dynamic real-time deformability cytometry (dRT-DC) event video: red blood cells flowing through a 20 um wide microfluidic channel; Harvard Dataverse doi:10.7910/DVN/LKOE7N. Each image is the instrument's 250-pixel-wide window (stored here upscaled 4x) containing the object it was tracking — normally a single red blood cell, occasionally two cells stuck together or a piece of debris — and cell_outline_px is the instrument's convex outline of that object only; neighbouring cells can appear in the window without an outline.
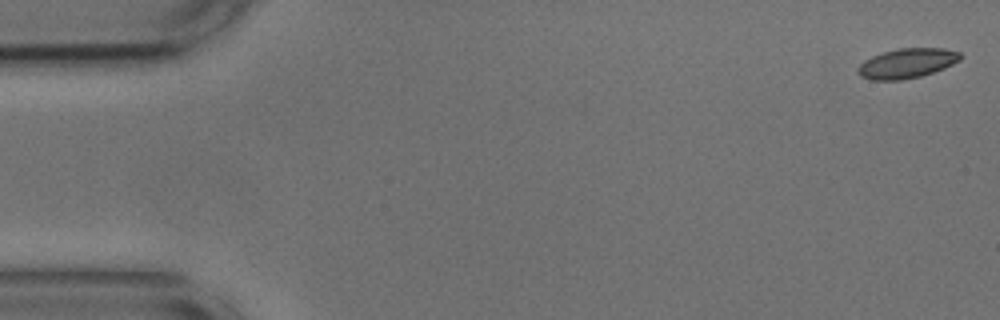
{"species": "common noctule bat (a hibernating species)", "species_latin": "Nyctalus noctula", "temperature_condition": "cold", "stored_images_in_passage": 54, "camera_frame_rate_fps": 3000, "um_per_image_px": 0.085, "animal": {"sex": "male", "body_mass_g": 17.9, "forearm_length_mm": 54.2}, "frame": {"image": 1, "passage_image": 1, "time_ms": 0.0, "image_size_px": [1000, 320], "cell_outline_px": [[964, 56], [960, 60], [944, 68], [920, 76], [900, 80], [872, 80], [860, 76], [856, 68], [864, 60], [872, 56], [884, 52], [900, 48], [944, 48], [960, 52]], "centroid_in_image_um": [77.1, 5.37], "position_along_channel_um": 7.9, "area_um2": 17.74}}
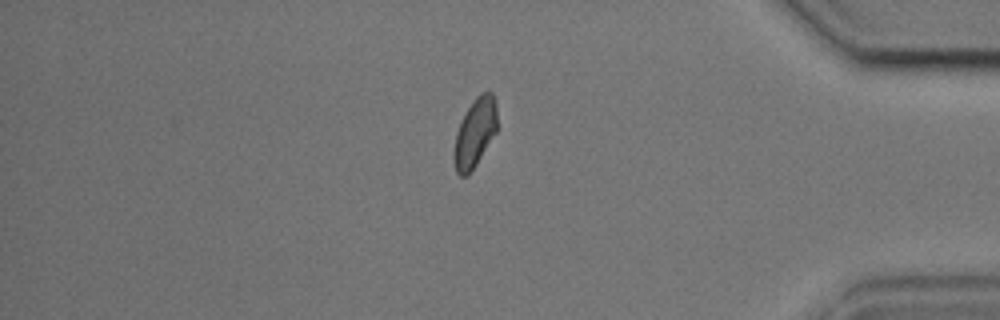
{"frame": {"image": 2, "passage_image": 46, "time_ms": 15.0, "image_size_px": [1000, 320], "cell_outline_px": [[496, 132], [476, 164], [468, 176], [460, 176], [456, 172], [452, 156], [452, 152], [456, 132], [472, 100], [480, 92], [492, 92], [496, 104]], "centroid_in_image_um": [40.34, 11.31], "position_along_channel_um": 394.9, "area_um2": 17.28}}
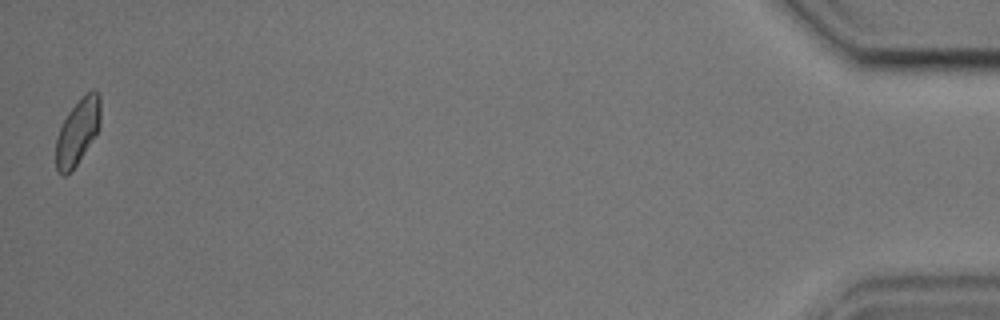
{"frame": {"image": 3, "passage_image": 54, "time_ms": 17.667, "image_size_px": [1000, 320], "cell_outline_px": [[100, 124], [96, 132], [76, 164], [64, 176], [60, 176], [56, 168], [56, 140], [60, 128], [68, 112], [92, 88], [100, 92]], "centroid_in_image_um": [6.59, 11.17], "position_along_channel_um": 428.6, "area_um2": 16.53}, "authors_computed_cell_mechanics": {"area_um2": 17.7446, "velocity_mm_per_s": 3.6409, "shape_relaxation_time_tau1_ms": 10.4659, "shape_relaxation_time_tau2_ms": 2.4412, "deformation_change_tau1": 0.1922, "deformation_change_tau2": 0.057}}